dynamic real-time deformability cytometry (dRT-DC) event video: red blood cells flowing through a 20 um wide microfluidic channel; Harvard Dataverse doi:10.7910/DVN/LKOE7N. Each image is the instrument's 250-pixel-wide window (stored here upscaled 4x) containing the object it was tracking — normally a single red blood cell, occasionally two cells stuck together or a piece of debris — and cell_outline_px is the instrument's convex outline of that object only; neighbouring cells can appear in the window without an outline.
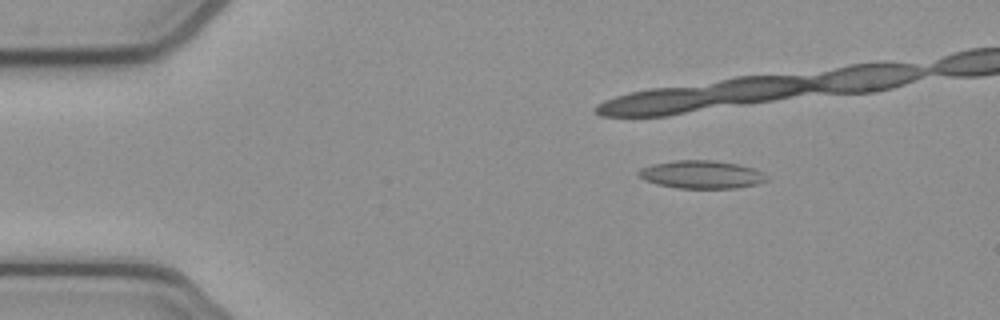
{"species": "common noctule bat (a hibernating species)", "species_latin": "Nyctalus noctula", "temperature_condition": "cold", "stored_images_in_passage": 36, "camera_frame_rate_fps": 3000, "um_per_image_px": 0.085, "animal": {"sex": "female", "body_mass_g": 21.9}, "frame": {"image": 1, "passage_image": 1, "time_ms": 0.0, "image_size_px": [1000, 320], "cell_outline_px": [[768, 180], [756, 184], [736, 188], [680, 188], [656, 184], [644, 180], [636, 172], [640, 168], [652, 164], [676, 160], [716, 160], [740, 164], [764, 172], [768, 176]], "centroid_in_image_um": [59.64, 14.82], "position_along_channel_um": 25.4, "area_um2": 21.04}}